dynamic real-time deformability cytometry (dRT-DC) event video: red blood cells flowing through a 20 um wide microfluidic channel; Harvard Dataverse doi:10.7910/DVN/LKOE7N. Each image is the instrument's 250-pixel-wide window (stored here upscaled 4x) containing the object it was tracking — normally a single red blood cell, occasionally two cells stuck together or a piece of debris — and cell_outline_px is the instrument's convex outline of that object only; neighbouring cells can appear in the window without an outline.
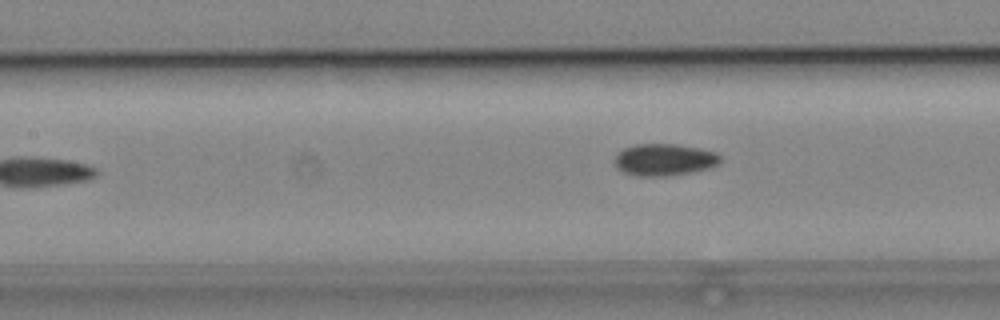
{"species": "common noctule bat (a hibernating species)", "species_latin": "Nyctalus noctula", "temperature_condition": "cold", "stored_images_in_passage": 8, "camera_frame_rate_fps": 3000, "um_per_image_px": 0.085, "animal": {"sex": "male", "body_mass_g": 19.2, "forearm_length_mm": 51.8}, "frame": {"image": 1, "passage_image": 8, "time_ms": 9.0, "image_size_px": [1000, 320], "cell_outline_px": [[724, 160], [720, 164], [712, 168], [664, 176], [636, 176], [624, 172], [616, 168], [612, 160], [616, 152], [624, 148], [636, 144], [676, 144], [700, 148], [716, 152]], "centroid_in_image_um": [56.46, 13.57], "position_along_channel_um": 150.9, "area_um2": 20.06}}